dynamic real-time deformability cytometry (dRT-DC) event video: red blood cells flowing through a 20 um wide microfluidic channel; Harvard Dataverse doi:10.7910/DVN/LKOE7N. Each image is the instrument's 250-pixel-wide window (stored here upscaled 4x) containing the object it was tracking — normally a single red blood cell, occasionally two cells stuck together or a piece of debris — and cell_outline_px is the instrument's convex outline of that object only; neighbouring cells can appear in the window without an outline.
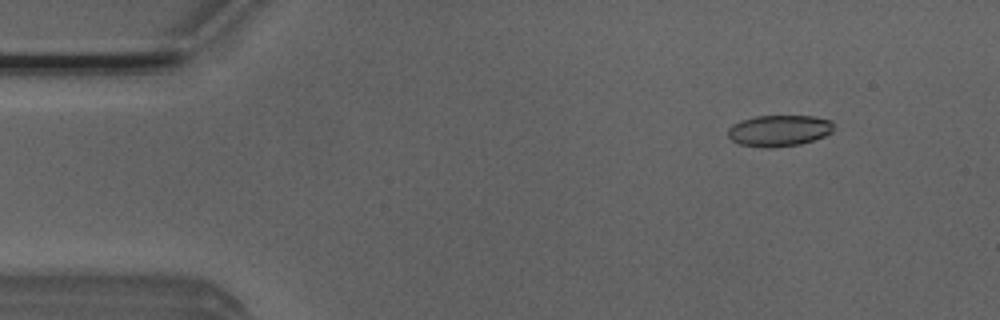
{"species": "Egyptian fruit bat (a non-hibernating species)", "species_latin": "Rousettus aegyptiacus", "temperature_condition": "room temperature", "stored_images_in_passage": 49, "camera_frame_rate_fps": 3000, "um_per_image_px": 0.085, "animal": {"sex": "male"}, "frame": {"image": 1, "passage_image": 3, "time_ms": 0.667, "image_size_px": [1000, 320], "cell_outline_px": [[836, 128], [832, 132], [824, 136], [800, 144], [772, 148], [764, 148], [740, 144], [732, 140], [728, 136], [728, 128], [732, 124], [740, 120], [756, 116], [812, 116], [832, 120]], "centroid_in_image_um": [66.23, 11.1], "position_along_channel_um": 18.8, "area_um2": 19.48}}
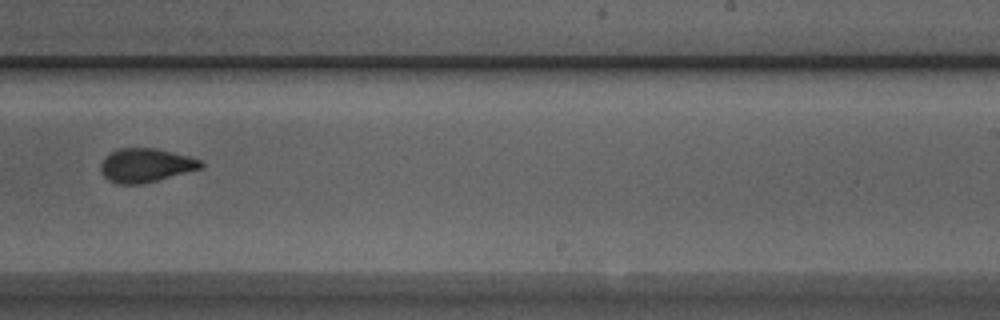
{"frame": {"image": 2, "passage_image": 29, "time_ms": 9.333, "image_size_px": [1000, 320], "cell_outline_px": [[204, 168], [140, 184], [116, 184], [108, 180], [104, 176], [100, 168], [100, 164], [104, 156], [120, 148], [156, 148], [188, 156], [200, 160], [204, 164]], "centroid_in_image_um": [12.37, 14.05], "position_along_channel_um": 276.6, "area_um2": 19.71}}
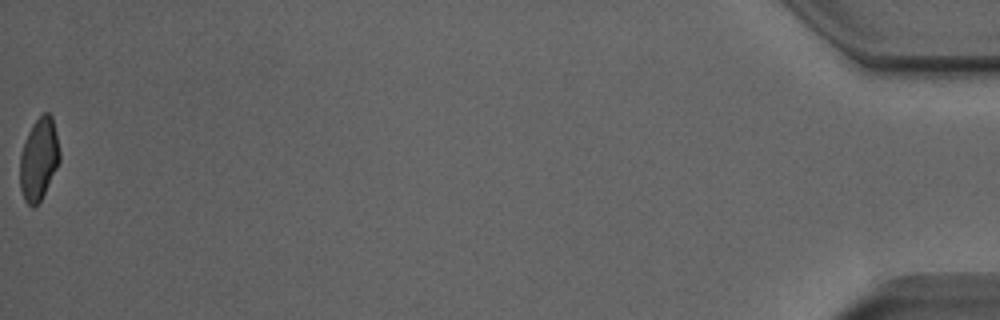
{"frame": {"image": 3, "passage_image": 49, "time_ms": 16.0, "image_size_px": [1000, 320], "cell_outline_px": [[60, 160], [40, 200], [32, 208], [24, 200], [20, 188], [20, 152], [28, 132], [32, 124], [44, 112], [48, 112], [52, 116], [56, 132], [60, 152]], "centroid_in_image_um": [3.29, 13.5], "position_along_channel_um": 431.9, "area_um2": 18.84}, "authors_computed_cell_mechanics": {"area_um2": 19.941, "velocity_mm_per_s": 3.9606, "shape_relaxation_time_tau1_ms": 5.7877, "shape_relaxation_time_tau2_ms": 2.1792, "deformation_change_tau1": 0.1686, "deformation_change_tau2": 0.0697}}